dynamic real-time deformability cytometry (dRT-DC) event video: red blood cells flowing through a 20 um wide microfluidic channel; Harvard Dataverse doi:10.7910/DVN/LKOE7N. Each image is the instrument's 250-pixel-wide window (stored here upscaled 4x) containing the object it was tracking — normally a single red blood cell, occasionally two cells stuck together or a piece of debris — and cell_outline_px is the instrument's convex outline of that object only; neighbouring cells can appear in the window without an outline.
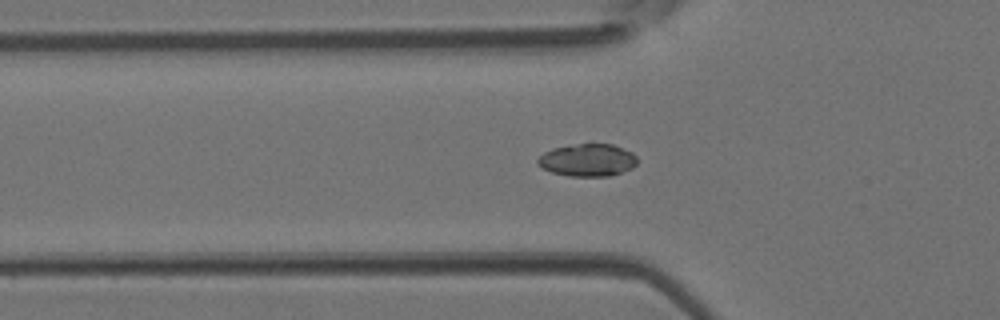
{"species": "Egyptian fruit bat (a non-hibernating species)", "species_latin": "Rousettus aegyptiacus", "temperature_condition": "room temperature", "stored_images_in_passage": 45, "camera_frame_rate_fps": 3000, "um_per_image_px": 0.085, "animal": {"sex": "female"}, "frame": {"image": 1, "passage_image": 15, "time_ms": 4.667, "image_size_px": [1000, 320], "cell_outline_px": [[636, 164], [632, 168], [608, 176], [568, 176], [552, 172], [536, 164], [536, 160], [544, 152], [552, 148], [580, 144], [612, 144], [632, 152], [636, 156]], "centroid_in_image_um": [49.93, 13.61], "position_along_channel_um": 75.9, "area_um2": 18.67}}
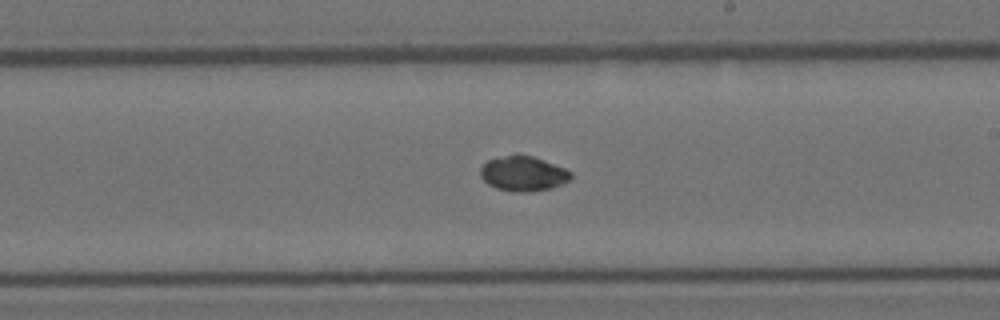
{"frame": {"image": 2, "passage_image": 26, "time_ms": 8.333, "image_size_px": [1000, 320], "cell_outline_px": [[572, 176], [568, 180], [552, 188], [528, 192], [516, 192], [496, 188], [488, 184], [480, 176], [480, 168], [488, 160], [516, 152], [532, 156], [564, 168], [572, 172]], "centroid_in_image_um": [44.44, 14.74], "position_along_channel_um": 244.6, "area_um2": 18.5}}
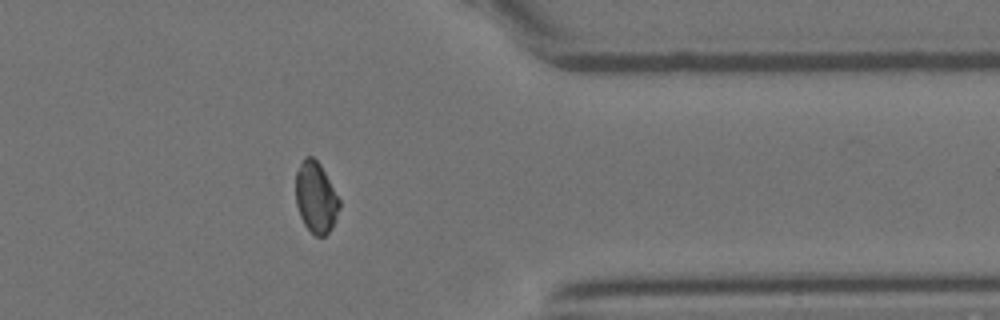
{"frame": {"image": 3, "passage_image": 36, "time_ms": 11.667, "image_size_px": [1000, 320], "cell_outline_px": [[340, 208], [332, 228], [324, 236], [316, 236], [304, 224], [300, 216], [296, 204], [296, 172], [304, 156], [312, 156], [320, 164], [340, 200]], "centroid_in_image_um": [26.85, 16.78], "position_along_channel_um": 384.6, "area_um2": 17.98}}